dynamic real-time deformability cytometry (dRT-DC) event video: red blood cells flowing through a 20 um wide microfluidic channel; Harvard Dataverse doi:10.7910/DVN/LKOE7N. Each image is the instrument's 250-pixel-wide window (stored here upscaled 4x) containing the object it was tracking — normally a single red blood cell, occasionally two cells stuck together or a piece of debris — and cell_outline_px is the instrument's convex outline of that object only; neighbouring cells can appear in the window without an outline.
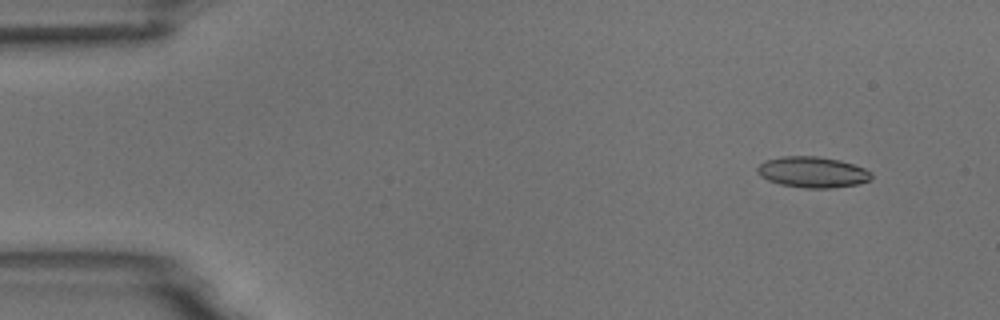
{"species": "common noctule bat (a hibernating species)", "species_latin": "Nyctalus noctula", "temperature_condition": "room temperature", "stored_images_in_passage": 50, "camera_frame_rate_fps": 3000, "um_per_image_px": 0.085, "animal": {"sex": "male", "body_mass_g": 18.8}, "frame": {"image": 1, "passage_image": 1, "time_ms": 0.0, "image_size_px": [1000, 320], "cell_outline_px": [[872, 180], [856, 184], [832, 188], [804, 188], [780, 184], [768, 180], [760, 176], [756, 172], [756, 168], [764, 160], [780, 156], [816, 156], [840, 160], [864, 168], [872, 172]], "centroid_in_image_um": [69.05, 14.63], "position_along_channel_um": 16.0, "area_um2": 20.69}}
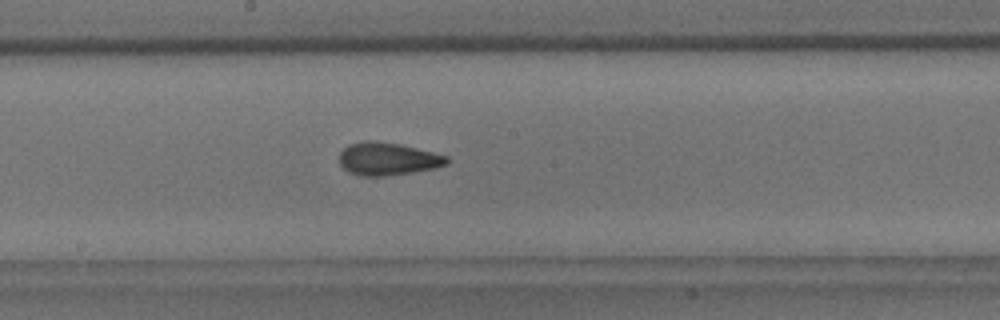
{"frame": {"image": 2, "passage_image": 25, "time_ms": 8.0, "image_size_px": [1000, 320], "cell_outline_px": [[448, 164], [436, 168], [412, 172], [384, 176], [360, 176], [348, 172], [340, 164], [340, 152], [348, 144], [364, 140], [372, 140], [400, 144], [448, 156]], "centroid_in_image_um": [32.94, 13.5], "position_along_channel_um": 215.3, "area_um2": 20.58}}
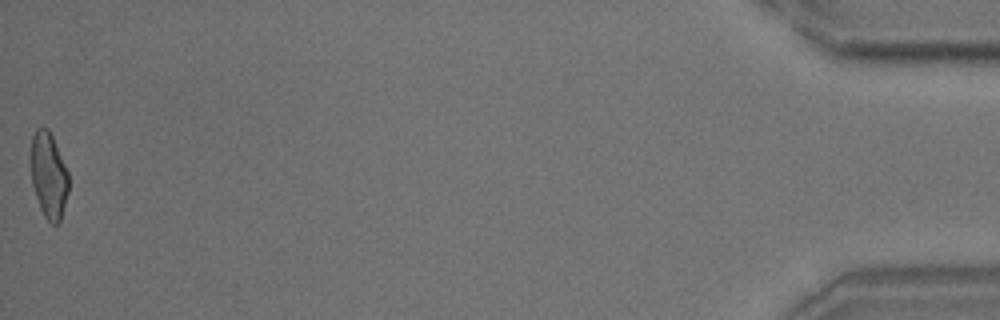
{"frame": {"image": 3, "passage_image": 50, "time_ms": 16.333, "image_size_px": [1000, 320], "cell_outline_px": [[68, 192], [60, 220], [56, 224], [52, 224], [44, 216], [40, 208], [32, 184], [28, 160], [28, 156], [32, 136], [36, 128], [48, 128], [52, 136], [68, 172]], "centroid_in_image_um": [4.08, 14.86], "position_along_channel_um": 431.1, "area_um2": 19.19}, "authors_computed_cell_mechanics": {"area_um2": 19.9699, "velocity_mm_per_s": 3.7611, "shape_relaxation_time_tau1_ms": 6.3941, "shape_relaxation_time_tau2_ms": 1.4481, "deformation_change_tau1": 0.1687, "deformation_change_tau2": 0.0855}}